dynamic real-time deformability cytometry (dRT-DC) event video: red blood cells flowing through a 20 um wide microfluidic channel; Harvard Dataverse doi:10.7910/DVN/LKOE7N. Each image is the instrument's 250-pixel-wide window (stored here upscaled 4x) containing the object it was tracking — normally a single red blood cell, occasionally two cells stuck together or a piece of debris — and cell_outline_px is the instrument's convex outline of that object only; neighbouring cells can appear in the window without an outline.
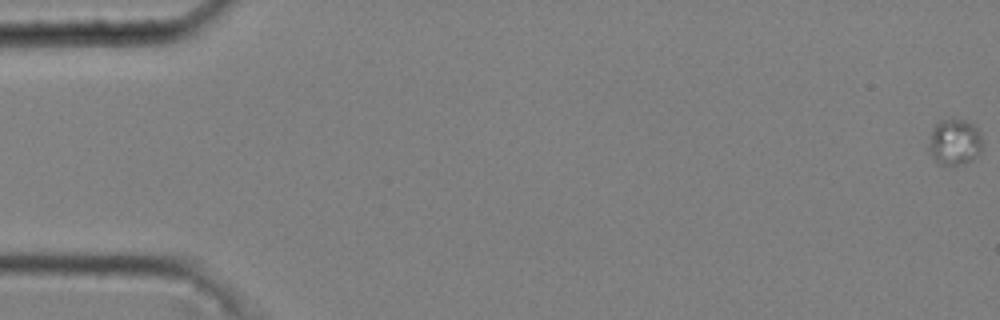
{"species": "common noctule bat (a hibernating species)", "species_latin": "Nyctalus noctula", "temperature_condition": "cold", "stored_images_in_passage": 53, "camera_frame_rate_fps": 3000, "um_per_image_px": 0.085, "animal": {"sex": "male", "body_mass_g": 20.4}, "frame": {"image": 1, "passage_image": 1, "time_ms": 0.0, "image_size_px": [1000, 320], "cell_outline_px": [[980, 152], [972, 160], [952, 168], [936, 164], [928, 148], [932, 132], [936, 124], [940, 120], [956, 116], [972, 124], [980, 132]], "centroid_in_image_um": [81.11, 12.09], "position_along_channel_um": 3.9, "area_um2": 14.74}}